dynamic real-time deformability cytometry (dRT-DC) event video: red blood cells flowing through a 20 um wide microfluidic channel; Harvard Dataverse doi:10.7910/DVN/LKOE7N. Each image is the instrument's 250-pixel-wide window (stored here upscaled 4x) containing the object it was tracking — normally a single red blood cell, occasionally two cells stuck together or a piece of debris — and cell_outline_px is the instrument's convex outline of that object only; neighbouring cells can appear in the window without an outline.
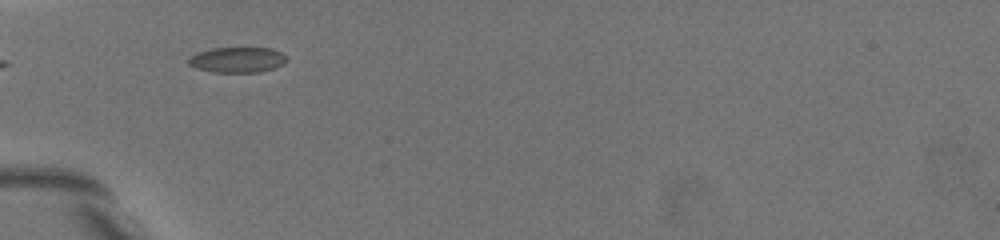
{"species": "common noctule bat (a hibernating species)", "species_latin": "Nyctalus noctula", "temperature_condition": "warm", "stored_images_in_passage": 34, "camera_frame_rate_fps": 3000, "um_per_image_px": 0.085, "animal": {"sex": "female", "body_mass_g": 19.5, "forearm_length_mm": 54.1}, "frame": {"image": 1, "passage_image": 1, "time_ms": 0.0, "image_size_px": [1000, 240], "cell_outline_px": [[288, 60], [284, 64], [260, 72], [212, 72], [196, 68], [188, 64], [188, 56], [196, 52], [212, 48], [272, 48], [280, 52]], "centroid_in_image_um": [20.13, 5.08], "position_along_channel_um": 64.9, "area_um2": 14.62}}
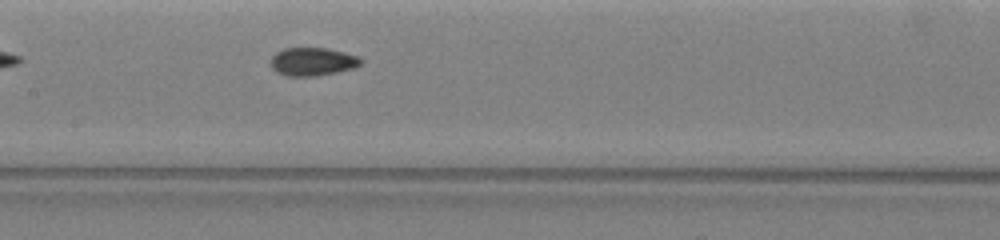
{"frame": {"image": 2, "passage_image": 13, "time_ms": 3.333, "image_size_px": [1000, 240], "cell_outline_px": [[364, 60], [360, 64], [352, 68], [336, 72], [316, 76], [284, 76], [276, 72], [272, 68], [272, 56], [276, 52], [284, 48], [328, 48], [344, 52], [356, 56]], "centroid_in_image_um": [26.55, 5.24], "position_along_channel_um": 180.9, "area_um2": 14.74}}
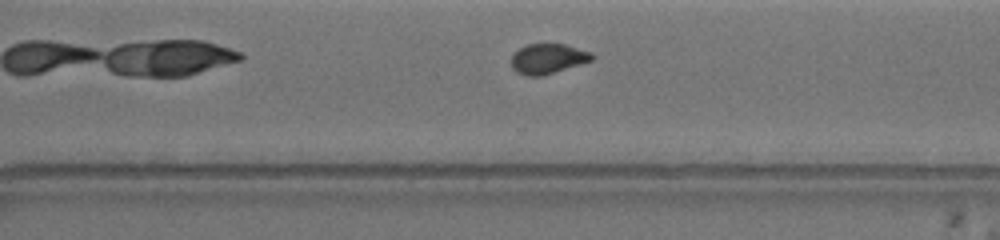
{"frame": {"image": 3, "passage_image": 27, "time_ms": 7.333, "image_size_px": [1000, 240], "cell_outline_px": [[596, 56], [592, 60], [540, 76], [524, 76], [516, 72], [512, 68], [512, 52], [528, 44], [564, 44], [592, 52]], "centroid_in_image_um": [46.55, 4.98], "position_along_channel_um": 324.1, "area_um2": 14.05}, "authors_computed_cell_mechanics": {"area_um2": 14.6234, "velocity_mm_per_s": 3.5923, "shape_relaxation_time_tau1_ms": 4.1009, "shape_relaxation_time_tau2_ms": 1.3254, "deformation_change_tau1": 0.1176, "deformation_change_tau2": 0.0643}}